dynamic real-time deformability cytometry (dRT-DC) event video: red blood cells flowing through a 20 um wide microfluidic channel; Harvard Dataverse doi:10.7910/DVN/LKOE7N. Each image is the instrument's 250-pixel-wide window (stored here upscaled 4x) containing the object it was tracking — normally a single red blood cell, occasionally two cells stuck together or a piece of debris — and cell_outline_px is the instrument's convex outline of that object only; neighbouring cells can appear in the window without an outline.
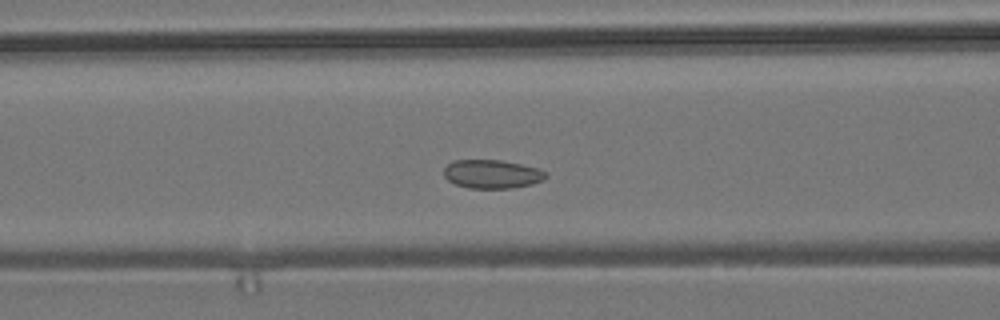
{"species": "common noctule bat (a hibernating species)", "species_latin": "Nyctalus noctula", "temperature_condition": "room temperature", "stored_images_in_passage": 46, "camera_frame_rate_fps": 3000, "um_per_image_px": 0.085, "animal": {"sex": "male", "body_mass_g": 19.2, "forearm_length_mm": 51.8}, "frame": {"image": 1, "passage_image": 18, "time_ms": 5.667, "image_size_px": [1000, 320], "cell_outline_px": [[548, 176], [544, 180], [532, 184], [512, 188], [468, 188], [456, 184], [448, 180], [444, 176], [444, 168], [452, 160], [500, 160], [520, 164], [536, 168], [548, 172]], "centroid_in_image_um": [41.83, 14.8], "position_along_channel_um": 124.8, "area_um2": 17.05}}
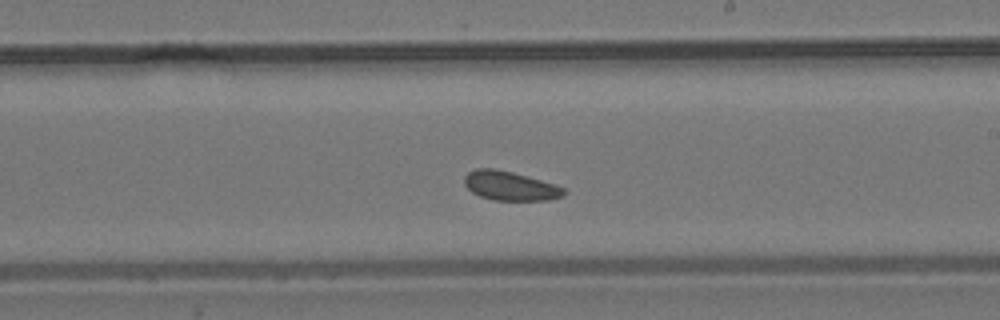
{"frame": {"image": 2, "passage_image": 28, "time_ms": 9.0, "image_size_px": [1000, 320], "cell_outline_px": [[568, 192], [564, 196], [548, 200], [492, 200], [480, 196], [472, 192], [464, 184], [464, 176], [468, 172], [476, 168], [496, 168], [512, 172], [556, 184], [564, 188]], "centroid_in_image_um": [43.37, 15.8], "position_along_channel_um": 245.6, "area_um2": 17.05}}
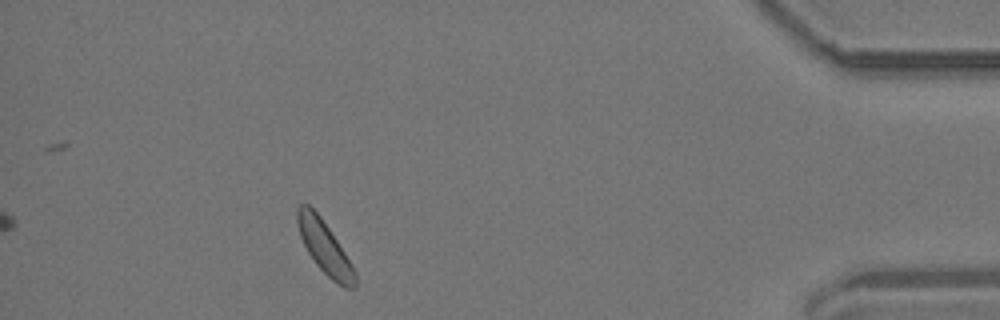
{"frame": {"image": 3, "passage_image": 46, "time_ms": 15.0, "image_size_px": [1000, 320], "cell_outline_px": [[356, 288], [344, 288], [332, 280], [316, 264], [308, 252], [300, 236], [296, 224], [296, 208], [300, 204], [308, 204], [320, 216], [352, 264], [356, 272]], "centroid_in_image_um": [27.58, 21.03], "position_along_channel_um": 407.6, "area_um2": 17.51}}